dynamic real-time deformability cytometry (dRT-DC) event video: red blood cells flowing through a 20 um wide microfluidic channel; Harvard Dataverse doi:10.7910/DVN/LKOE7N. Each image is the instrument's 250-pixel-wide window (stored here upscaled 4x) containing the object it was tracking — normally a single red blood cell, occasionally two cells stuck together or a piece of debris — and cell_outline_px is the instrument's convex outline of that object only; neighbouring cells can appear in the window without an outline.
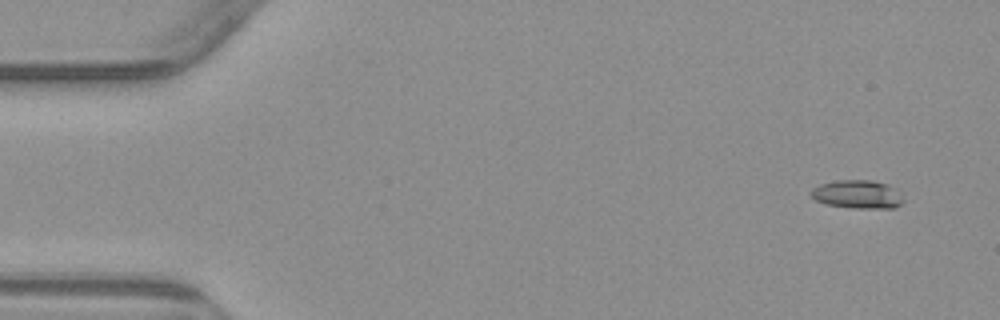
{"species": "common noctule bat (a hibernating species)", "species_latin": "Nyctalus noctula", "temperature_condition": "warm", "stored_images_in_passage": 5, "camera_frame_rate_fps": 3000, "um_per_image_px": 0.085, "animal": {"sex": "male", "body_mass_g": 23.1, "forearm_length_mm": 52.7}, "frame": {"image": 1, "passage_image": 1, "time_ms": 0.0, "image_size_px": [1000, 320], "cell_outline_px": [[904, 200], [896, 208], [852, 208], [828, 204], [816, 200], [808, 192], [812, 188], [820, 184], [836, 180], [872, 180], [888, 184], [896, 188]], "centroid_in_image_um": [72.9, 16.51], "position_along_channel_um": 12.1, "area_um2": 15.37}}
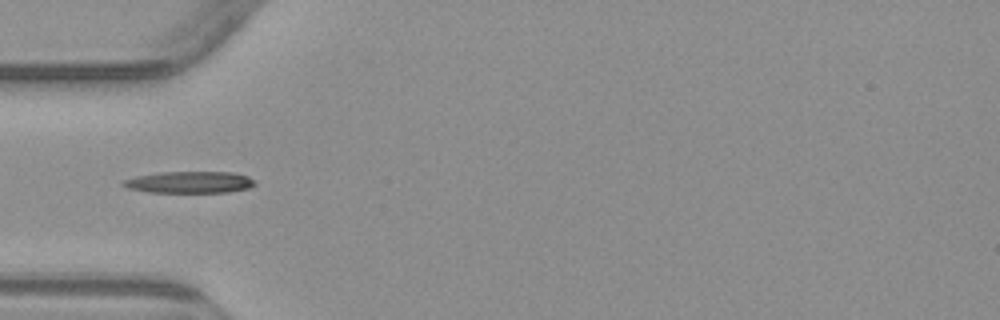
{"frame": {"image": 2, "passage_image": 5, "time_ms": 4.667, "image_size_px": [1000, 320], "cell_outline_px": [[256, 184], [248, 188], [228, 192], [148, 192], [128, 188], [120, 184], [124, 180], [136, 176], [160, 172], [232, 172], [248, 176], [256, 180]], "centroid_in_image_um": [16.13, 15.48], "position_along_channel_um": 68.9, "area_um2": 16.65}}